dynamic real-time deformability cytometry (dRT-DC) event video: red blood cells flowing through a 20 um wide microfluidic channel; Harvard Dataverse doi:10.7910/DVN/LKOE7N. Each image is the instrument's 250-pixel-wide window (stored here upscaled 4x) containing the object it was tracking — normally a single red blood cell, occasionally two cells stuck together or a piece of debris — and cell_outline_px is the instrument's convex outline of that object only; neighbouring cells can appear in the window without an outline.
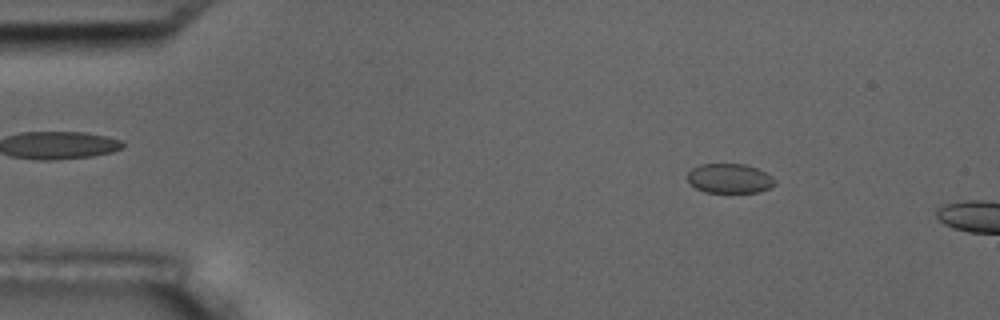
{"species": "common noctule bat (a hibernating species)", "species_latin": "Nyctalus noctula", "temperature_condition": "room temperature", "stored_images_in_passage": 5, "camera_frame_rate_fps": 3000, "um_per_image_px": 0.085, "animal": {"sex": "male", "body_mass_g": 17.5, "forearm_length_mm": 52.3}, "frame": {"image": 1, "passage_image": 1, "time_ms": 0.0, "image_size_px": [1000, 320], "cell_outline_px": [[776, 184], [760, 192], [704, 192], [696, 188], [688, 180], [688, 172], [692, 168], [700, 164], [744, 164], [756, 168], [772, 176], [776, 180]], "centroid_in_image_um": [62.02, 15.16], "position_along_channel_um": 23.0, "area_um2": 14.97}}